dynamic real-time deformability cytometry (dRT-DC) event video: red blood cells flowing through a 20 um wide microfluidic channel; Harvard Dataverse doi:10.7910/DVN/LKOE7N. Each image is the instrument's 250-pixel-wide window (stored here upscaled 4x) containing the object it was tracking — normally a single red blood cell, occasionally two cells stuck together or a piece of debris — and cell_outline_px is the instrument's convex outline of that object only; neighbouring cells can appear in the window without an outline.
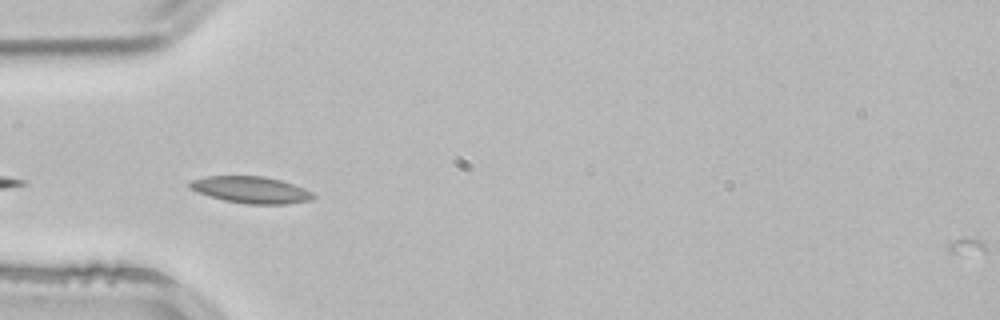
{"species": "common noctule bat (a hibernating species)", "species_latin": "Nyctalus noctula", "temperature_condition": "room temperature", "stored_images_in_passage": 3, "camera_frame_rate_fps": 3000, "um_per_image_px": 0.085, "animal": {"sex": "male", "body_mass_g": 21.5, "forearm_length_mm": 52.0}, "frame": {"image": 1, "passage_image": 3, "time_ms": 0.667, "image_size_px": [1000, 320], "cell_outline_px": [[316, 196], [312, 200], [288, 204], [248, 204], [224, 200], [208, 196], [196, 192], [188, 188], [188, 184], [192, 180], [208, 176], [264, 176], [280, 180], [304, 188], [312, 192]], "centroid_in_image_um": [21.32, 16.14], "position_along_channel_um": 63.7, "area_um2": 19.31}}